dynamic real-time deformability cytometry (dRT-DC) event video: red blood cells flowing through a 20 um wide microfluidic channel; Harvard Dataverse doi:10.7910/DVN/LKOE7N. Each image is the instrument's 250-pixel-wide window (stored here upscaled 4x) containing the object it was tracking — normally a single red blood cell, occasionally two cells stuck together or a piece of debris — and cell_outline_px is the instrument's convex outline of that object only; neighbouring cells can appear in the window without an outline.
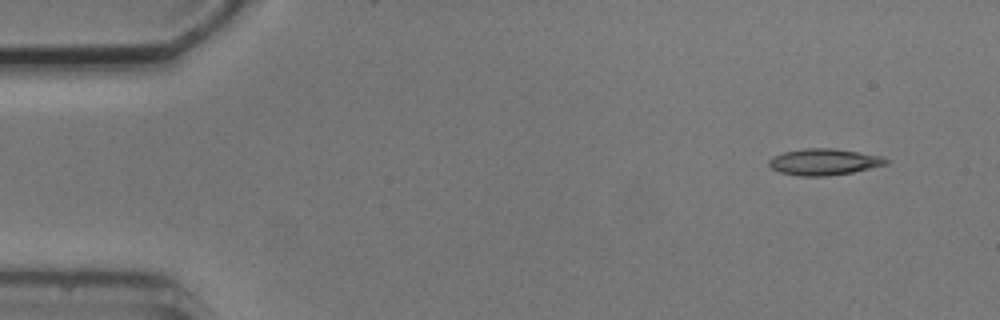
{"species": "common noctule bat (a hibernating species)", "species_latin": "Nyctalus noctula", "temperature_condition": "cold", "stored_images_in_passage": 3, "camera_frame_rate_fps": 3000, "um_per_image_px": 0.085, "animal": {"sex": "male", "body_mass_g": 20.5, "forearm_length_mm": 52.5}, "frame": {"image": 1, "passage_image": 1, "time_ms": 0.0, "image_size_px": [1000, 320], "cell_outline_px": [[888, 164], [852, 172], [828, 176], [800, 176], [780, 172], [772, 168], [768, 164], [768, 160], [772, 156], [784, 152], [804, 148], [832, 148], [860, 152], [884, 156], [888, 160]], "centroid_in_image_um": [70.04, 13.75], "position_along_channel_um": 15.0, "area_um2": 18.09}}
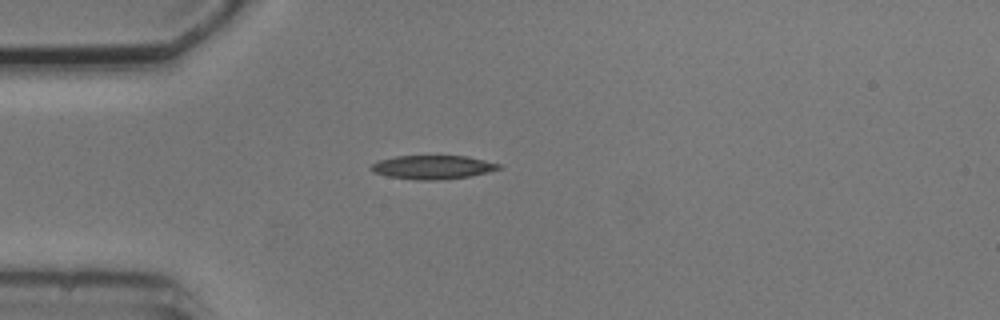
{"frame": {"image": 2, "passage_image": 3, "time_ms": 3.333, "image_size_px": [1000, 320], "cell_outline_px": [[504, 168], [488, 172], [468, 176], [440, 180], [416, 180], [388, 176], [372, 172], [368, 168], [376, 160], [396, 156], [468, 156], [500, 164]], "centroid_in_image_um": [36.75, 14.21], "position_along_channel_um": 48.3, "area_um2": 17.8}}